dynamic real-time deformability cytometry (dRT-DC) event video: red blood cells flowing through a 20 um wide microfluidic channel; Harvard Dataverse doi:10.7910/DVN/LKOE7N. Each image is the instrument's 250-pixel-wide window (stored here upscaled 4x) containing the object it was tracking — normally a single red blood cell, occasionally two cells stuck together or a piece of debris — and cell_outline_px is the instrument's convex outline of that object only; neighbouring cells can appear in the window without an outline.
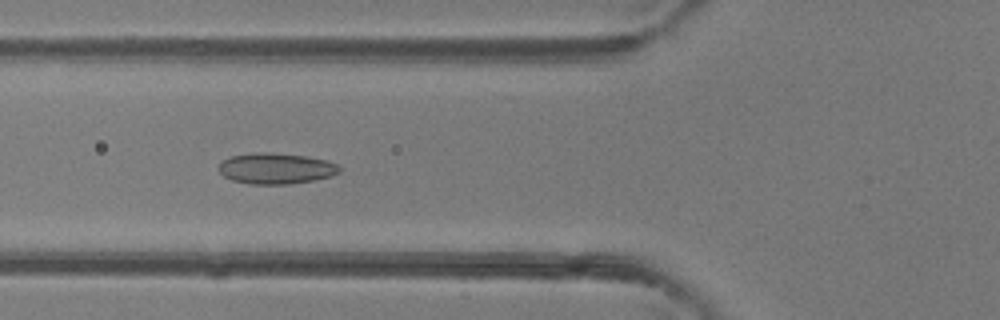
{"species": "common noctule bat (a hibernating species)", "species_latin": "Nyctalus noctula", "temperature_condition": "room temperature", "stored_images_in_passage": 47, "camera_frame_rate_fps": 3000, "um_per_image_px": 0.085, "animal": {"sex": "female"}, "frame": {"image": 1, "passage_image": 17, "time_ms": 5.333, "image_size_px": [1000, 320], "cell_outline_px": [[340, 172], [332, 176], [312, 180], [288, 184], [252, 184], [232, 180], [224, 176], [216, 168], [224, 160], [232, 156], [256, 152], [268, 152], [308, 156], [328, 160], [340, 164]], "centroid_in_image_um": [23.49, 14.31], "position_along_channel_um": 102.3, "area_um2": 21.85}}
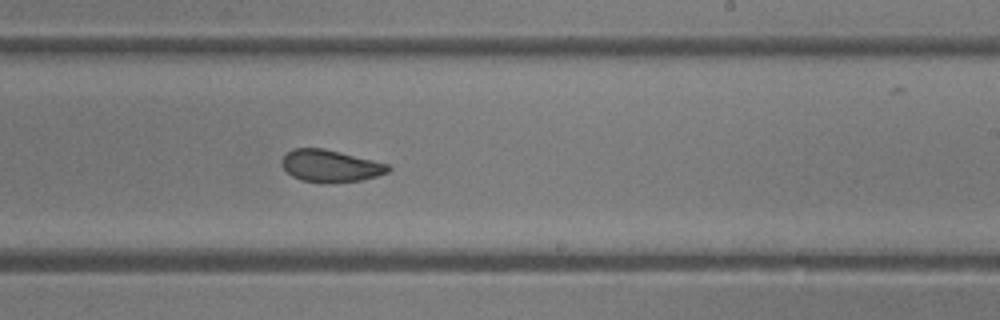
{"frame": {"image": 2, "passage_image": 28, "time_ms": 9.0, "image_size_px": [1000, 320], "cell_outline_px": [[392, 168], [388, 172], [376, 176], [360, 180], [300, 180], [292, 176], [280, 164], [280, 160], [292, 148], [324, 148], [388, 164]], "centroid_in_image_um": [28.06, 14.05], "position_along_channel_um": 260.9, "area_um2": 19.13}}
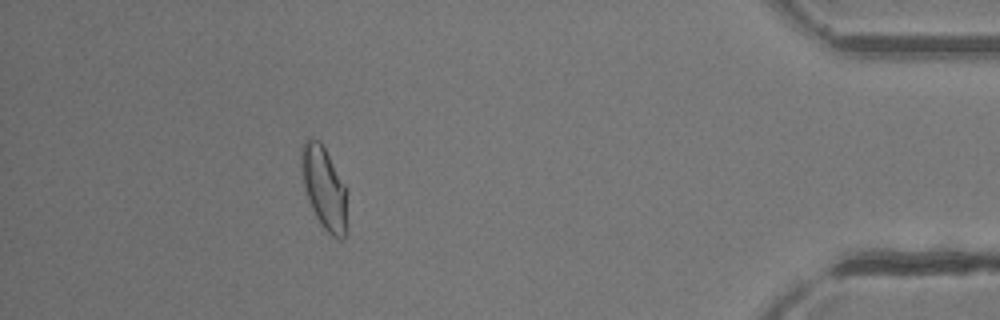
{"frame": {"image": 3, "passage_image": 42, "time_ms": 13.667, "image_size_px": [1000, 320], "cell_outline_px": [[348, 228], [344, 236], [340, 240], [332, 236], [324, 228], [316, 216], [312, 208], [304, 188], [300, 164], [300, 148], [304, 140], [320, 140], [344, 184]], "centroid_in_image_um": [27.54, 15.98], "position_along_channel_um": 407.7, "area_um2": 21.85}, "authors_computed_cell_mechanics": {"area_um2": 21.675, "velocity_mm_per_s": 4.3314, "shape_relaxation_time_tau1_ms": 9.1458, "shape_relaxation_time_tau2_ms": 1.7537, "deformation_change_tau1": 0.1818, "deformation_change_tau2": 0.0548}}